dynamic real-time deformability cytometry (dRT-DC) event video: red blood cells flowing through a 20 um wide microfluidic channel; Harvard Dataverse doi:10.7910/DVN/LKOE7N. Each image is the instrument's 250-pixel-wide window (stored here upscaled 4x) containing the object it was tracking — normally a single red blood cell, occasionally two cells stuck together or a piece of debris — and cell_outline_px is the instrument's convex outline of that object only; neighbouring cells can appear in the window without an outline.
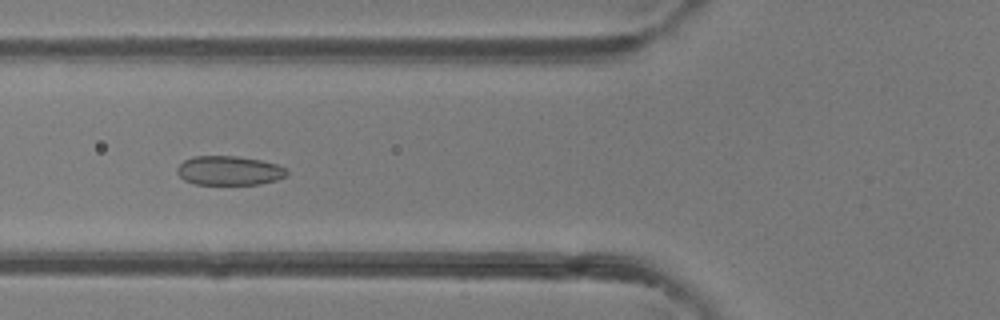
{"species": "common noctule bat (a hibernating species)", "species_latin": "Nyctalus noctula", "temperature_condition": "room temperature", "stored_images_in_passage": 41, "camera_frame_rate_fps": 3000, "um_per_image_px": 0.085, "animal": {"sex": "female"}, "frame": {"image": 1, "passage_image": 18, "time_ms": 5.667, "image_size_px": [1000, 320], "cell_outline_px": [[288, 176], [276, 180], [260, 184], [196, 184], [184, 180], [176, 172], [176, 168], [184, 160], [192, 156], [236, 156], [260, 160], [276, 164], [288, 168]], "centroid_in_image_um": [19.49, 14.5], "position_along_channel_um": 106.3, "area_um2": 18.79}}
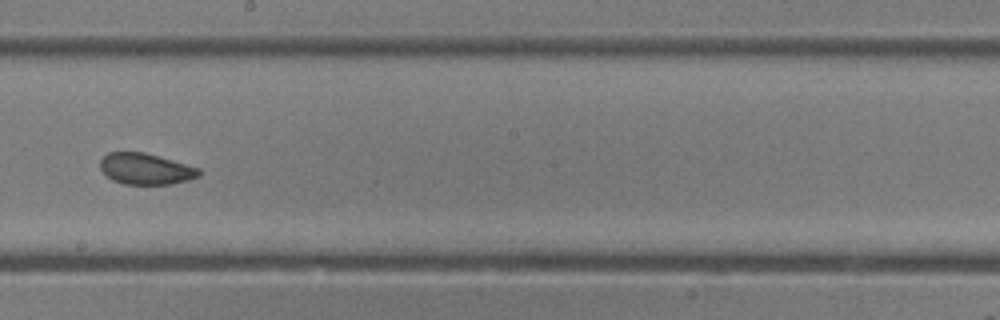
{"frame": {"image": 2, "passage_image": 27, "time_ms": 8.667, "image_size_px": [1000, 320], "cell_outline_px": [[200, 176], [188, 180], [172, 184], [124, 184], [112, 180], [100, 168], [100, 160], [108, 152], [144, 152], [200, 168]], "centroid_in_image_um": [12.39, 14.36], "position_along_channel_um": 235.8, "area_um2": 17.86}}
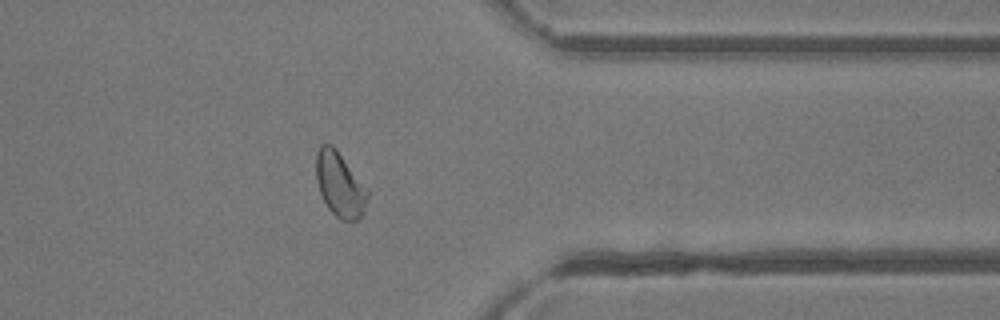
{"frame": {"image": 3, "passage_image": 38, "time_ms": 12.333, "image_size_px": [1000, 320], "cell_outline_px": [[368, 196], [364, 212], [356, 220], [340, 220], [328, 208], [320, 192], [316, 180], [316, 152], [320, 144], [332, 144], [336, 148], [368, 188]], "centroid_in_image_um": [28.89, 15.66], "position_along_channel_um": 382.5, "area_um2": 19.48}, "authors_computed_cell_mechanics": {"area_um2": 19.4786, "velocity_mm_per_s": 4.3066, "shape_relaxation_time_tau1_ms": 7.7849, "shape_relaxation_time_tau2_ms": 1.1021, "deformation_change_tau1": 0.1207, "deformation_change_tau2": 0.0574}}